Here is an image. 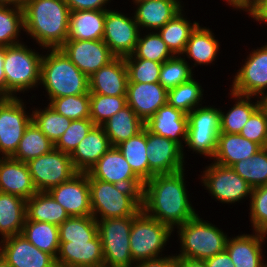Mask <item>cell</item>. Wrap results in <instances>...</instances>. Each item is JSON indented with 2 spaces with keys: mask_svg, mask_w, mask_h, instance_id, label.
<instances>
[{
  "mask_svg": "<svg viewBox=\"0 0 267 267\" xmlns=\"http://www.w3.org/2000/svg\"><path fill=\"white\" fill-rule=\"evenodd\" d=\"M185 171L154 175L144 183L142 192V210L174 232L197 214L189 199Z\"/></svg>",
  "mask_w": 267,
  "mask_h": 267,
  "instance_id": "obj_1",
  "label": "cell"
},
{
  "mask_svg": "<svg viewBox=\"0 0 267 267\" xmlns=\"http://www.w3.org/2000/svg\"><path fill=\"white\" fill-rule=\"evenodd\" d=\"M25 35L40 50L60 48L67 40L70 9L65 0H22Z\"/></svg>",
  "mask_w": 267,
  "mask_h": 267,
  "instance_id": "obj_2",
  "label": "cell"
},
{
  "mask_svg": "<svg viewBox=\"0 0 267 267\" xmlns=\"http://www.w3.org/2000/svg\"><path fill=\"white\" fill-rule=\"evenodd\" d=\"M48 50V51H46ZM44 49L41 81L48 100L89 93V78L60 49Z\"/></svg>",
  "mask_w": 267,
  "mask_h": 267,
  "instance_id": "obj_3",
  "label": "cell"
},
{
  "mask_svg": "<svg viewBox=\"0 0 267 267\" xmlns=\"http://www.w3.org/2000/svg\"><path fill=\"white\" fill-rule=\"evenodd\" d=\"M91 212L96 220L136 216L142 210L144 187H125L88 178Z\"/></svg>",
  "mask_w": 267,
  "mask_h": 267,
  "instance_id": "obj_4",
  "label": "cell"
},
{
  "mask_svg": "<svg viewBox=\"0 0 267 267\" xmlns=\"http://www.w3.org/2000/svg\"><path fill=\"white\" fill-rule=\"evenodd\" d=\"M175 229L180 243V252L175 254L177 258L205 260L226 248L228 233L200 218L198 213Z\"/></svg>",
  "mask_w": 267,
  "mask_h": 267,
  "instance_id": "obj_5",
  "label": "cell"
},
{
  "mask_svg": "<svg viewBox=\"0 0 267 267\" xmlns=\"http://www.w3.org/2000/svg\"><path fill=\"white\" fill-rule=\"evenodd\" d=\"M42 53L44 51L40 54L24 43L5 47V91L10 97L17 98V95L24 94L25 91L39 88Z\"/></svg>",
  "mask_w": 267,
  "mask_h": 267,
  "instance_id": "obj_6",
  "label": "cell"
},
{
  "mask_svg": "<svg viewBox=\"0 0 267 267\" xmlns=\"http://www.w3.org/2000/svg\"><path fill=\"white\" fill-rule=\"evenodd\" d=\"M173 230L141 210L132 220L130 251L135 263L162 257Z\"/></svg>",
  "mask_w": 267,
  "mask_h": 267,
  "instance_id": "obj_7",
  "label": "cell"
},
{
  "mask_svg": "<svg viewBox=\"0 0 267 267\" xmlns=\"http://www.w3.org/2000/svg\"><path fill=\"white\" fill-rule=\"evenodd\" d=\"M135 216L96 220L102 242L105 267H134L130 251V233Z\"/></svg>",
  "mask_w": 267,
  "mask_h": 267,
  "instance_id": "obj_8",
  "label": "cell"
},
{
  "mask_svg": "<svg viewBox=\"0 0 267 267\" xmlns=\"http://www.w3.org/2000/svg\"><path fill=\"white\" fill-rule=\"evenodd\" d=\"M187 117L185 148L212 160L220 133V108L214 105L199 106L188 113Z\"/></svg>",
  "mask_w": 267,
  "mask_h": 267,
  "instance_id": "obj_9",
  "label": "cell"
},
{
  "mask_svg": "<svg viewBox=\"0 0 267 267\" xmlns=\"http://www.w3.org/2000/svg\"><path fill=\"white\" fill-rule=\"evenodd\" d=\"M201 171L200 181L207 193L215 201L226 204H237L251 197L252 187L232 167H225L211 161Z\"/></svg>",
  "mask_w": 267,
  "mask_h": 267,
  "instance_id": "obj_10",
  "label": "cell"
},
{
  "mask_svg": "<svg viewBox=\"0 0 267 267\" xmlns=\"http://www.w3.org/2000/svg\"><path fill=\"white\" fill-rule=\"evenodd\" d=\"M26 164L33 184L39 192H48L51 188L68 181L78 173L74 168L70 154L55 148Z\"/></svg>",
  "mask_w": 267,
  "mask_h": 267,
  "instance_id": "obj_11",
  "label": "cell"
},
{
  "mask_svg": "<svg viewBox=\"0 0 267 267\" xmlns=\"http://www.w3.org/2000/svg\"><path fill=\"white\" fill-rule=\"evenodd\" d=\"M23 101L19 96L0 101V157L15 154L25 129L32 122V113Z\"/></svg>",
  "mask_w": 267,
  "mask_h": 267,
  "instance_id": "obj_12",
  "label": "cell"
},
{
  "mask_svg": "<svg viewBox=\"0 0 267 267\" xmlns=\"http://www.w3.org/2000/svg\"><path fill=\"white\" fill-rule=\"evenodd\" d=\"M105 16V28L103 41L108 45L115 57H127L132 55L140 34L134 14L113 10L108 7Z\"/></svg>",
  "mask_w": 267,
  "mask_h": 267,
  "instance_id": "obj_13",
  "label": "cell"
},
{
  "mask_svg": "<svg viewBox=\"0 0 267 267\" xmlns=\"http://www.w3.org/2000/svg\"><path fill=\"white\" fill-rule=\"evenodd\" d=\"M244 60L233 76L230 90L239 95L259 98L267 93V43L252 49Z\"/></svg>",
  "mask_w": 267,
  "mask_h": 267,
  "instance_id": "obj_14",
  "label": "cell"
},
{
  "mask_svg": "<svg viewBox=\"0 0 267 267\" xmlns=\"http://www.w3.org/2000/svg\"><path fill=\"white\" fill-rule=\"evenodd\" d=\"M60 49L88 78L115 58L103 39L66 40Z\"/></svg>",
  "mask_w": 267,
  "mask_h": 267,
  "instance_id": "obj_15",
  "label": "cell"
},
{
  "mask_svg": "<svg viewBox=\"0 0 267 267\" xmlns=\"http://www.w3.org/2000/svg\"><path fill=\"white\" fill-rule=\"evenodd\" d=\"M88 178L125 187H144L117 146L111 148L86 172Z\"/></svg>",
  "mask_w": 267,
  "mask_h": 267,
  "instance_id": "obj_16",
  "label": "cell"
},
{
  "mask_svg": "<svg viewBox=\"0 0 267 267\" xmlns=\"http://www.w3.org/2000/svg\"><path fill=\"white\" fill-rule=\"evenodd\" d=\"M48 193L66 210L69 216H91L88 175L78 172L68 181L51 188Z\"/></svg>",
  "mask_w": 267,
  "mask_h": 267,
  "instance_id": "obj_17",
  "label": "cell"
},
{
  "mask_svg": "<svg viewBox=\"0 0 267 267\" xmlns=\"http://www.w3.org/2000/svg\"><path fill=\"white\" fill-rule=\"evenodd\" d=\"M147 151L149 169L155 174H171L185 168L183 148L168 138L147 129Z\"/></svg>",
  "mask_w": 267,
  "mask_h": 267,
  "instance_id": "obj_18",
  "label": "cell"
},
{
  "mask_svg": "<svg viewBox=\"0 0 267 267\" xmlns=\"http://www.w3.org/2000/svg\"><path fill=\"white\" fill-rule=\"evenodd\" d=\"M0 254L11 267H57L51 254L39 250L22 234L0 241Z\"/></svg>",
  "mask_w": 267,
  "mask_h": 267,
  "instance_id": "obj_19",
  "label": "cell"
},
{
  "mask_svg": "<svg viewBox=\"0 0 267 267\" xmlns=\"http://www.w3.org/2000/svg\"><path fill=\"white\" fill-rule=\"evenodd\" d=\"M57 267H103L104 256L99 235L91 241L60 242Z\"/></svg>",
  "mask_w": 267,
  "mask_h": 267,
  "instance_id": "obj_20",
  "label": "cell"
},
{
  "mask_svg": "<svg viewBox=\"0 0 267 267\" xmlns=\"http://www.w3.org/2000/svg\"><path fill=\"white\" fill-rule=\"evenodd\" d=\"M127 105L146 123L167 103V90L159 83H128Z\"/></svg>",
  "mask_w": 267,
  "mask_h": 267,
  "instance_id": "obj_21",
  "label": "cell"
},
{
  "mask_svg": "<svg viewBox=\"0 0 267 267\" xmlns=\"http://www.w3.org/2000/svg\"><path fill=\"white\" fill-rule=\"evenodd\" d=\"M145 127L150 132L179 144L183 148V156L185 158L184 145L187 138L188 127V117L186 113L166 103L148 119L145 123Z\"/></svg>",
  "mask_w": 267,
  "mask_h": 267,
  "instance_id": "obj_22",
  "label": "cell"
},
{
  "mask_svg": "<svg viewBox=\"0 0 267 267\" xmlns=\"http://www.w3.org/2000/svg\"><path fill=\"white\" fill-rule=\"evenodd\" d=\"M262 245H265L263 233L253 231L252 234L228 236L225 250L235 267H267Z\"/></svg>",
  "mask_w": 267,
  "mask_h": 267,
  "instance_id": "obj_23",
  "label": "cell"
},
{
  "mask_svg": "<svg viewBox=\"0 0 267 267\" xmlns=\"http://www.w3.org/2000/svg\"><path fill=\"white\" fill-rule=\"evenodd\" d=\"M89 93L126 96L128 70L124 58L115 57L89 77Z\"/></svg>",
  "mask_w": 267,
  "mask_h": 267,
  "instance_id": "obj_24",
  "label": "cell"
},
{
  "mask_svg": "<svg viewBox=\"0 0 267 267\" xmlns=\"http://www.w3.org/2000/svg\"><path fill=\"white\" fill-rule=\"evenodd\" d=\"M132 4L136 6L133 14L140 31H157L185 6L181 0H144Z\"/></svg>",
  "mask_w": 267,
  "mask_h": 267,
  "instance_id": "obj_25",
  "label": "cell"
},
{
  "mask_svg": "<svg viewBox=\"0 0 267 267\" xmlns=\"http://www.w3.org/2000/svg\"><path fill=\"white\" fill-rule=\"evenodd\" d=\"M0 192L24 200L30 199L37 192L26 163L12 157H0Z\"/></svg>",
  "mask_w": 267,
  "mask_h": 267,
  "instance_id": "obj_26",
  "label": "cell"
},
{
  "mask_svg": "<svg viewBox=\"0 0 267 267\" xmlns=\"http://www.w3.org/2000/svg\"><path fill=\"white\" fill-rule=\"evenodd\" d=\"M110 148L104 128L94 126L70 154L74 168L78 172H88Z\"/></svg>",
  "mask_w": 267,
  "mask_h": 267,
  "instance_id": "obj_27",
  "label": "cell"
},
{
  "mask_svg": "<svg viewBox=\"0 0 267 267\" xmlns=\"http://www.w3.org/2000/svg\"><path fill=\"white\" fill-rule=\"evenodd\" d=\"M212 29L209 27H202L200 24L191 33L190 38L186 44V48L181 56L187 61L193 60L191 64L192 69L198 65H211L220 53V43L215 37ZM186 56V57H185ZM194 67V68H193Z\"/></svg>",
  "mask_w": 267,
  "mask_h": 267,
  "instance_id": "obj_28",
  "label": "cell"
},
{
  "mask_svg": "<svg viewBox=\"0 0 267 267\" xmlns=\"http://www.w3.org/2000/svg\"><path fill=\"white\" fill-rule=\"evenodd\" d=\"M261 147L238 133H219L213 162L232 167L236 162L252 157Z\"/></svg>",
  "mask_w": 267,
  "mask_h": 267,
  "instance_id": "obj_29",
  "label": "cell"
},
{
  "mask_svg": "<svg viewBox=\"0 0 267 267\" xmlns=\"http://www.w3.org/2000/svg\"><path fill=\"white\" fill-rule=\"evenodd\" d=\"M106 11L70 12L67 40H101L104 35Z\"/></svg>",
  "mask_w": 267,
  "mask_h": 267,
  "instance_id": "obj_30",
  "label": "cell"
},
{
  "mask_svg": "<svg viewBox=\"0 0 267 267\" xmlns=\"http://www.w3.org/2000/svg\"><path fill=\"white\" fill-rule=\"evenodd\" d=\"M26 220V200L0 192V241L19 235Z\"/></svg>",
  "mask_w": 267,
  "mask_h": 267,
  "instance_id": "obj_31",
  "label": "cell"
},
{
  "mask_svg": "<svg viewBox=\"0 0 267 267\" xmlns=\"http://www.w3.org/2000/svg\"><path fill=\"white\" fill-rule=\"evenodd\" d=\"M111 146H117L141 132L145 123L127 105L111 116L103 125Z\"/></svg>",
  "mask_w": 267,
  "mask_h": 267,
  "instance_id": "obj_32",
  "label": "cell"
},
{
  "mask_svg": "<svg viewBox=\"0 0 267 267\" xmlns=\"http://www.w3.org/2000/svg\"><path fill=\"white\" fill-rule=\"evenodd\" d=\"M70 216L48 192L37 191L26 200V220L60 226Z\"/></svg>",
  "mask_w": 267,
  "mask_h": 267,
  "instance_id": "obj_33",
  "label": "cell"
},
{
  "mask_svg": "<svg viewBox=\"0 0 267 267\" xmlns=\"http://www.w3.org/2000/svg\"><path fill=\"white\" fill-rule=\"evenodd\" d=\"M228 94L235 104L227 112L220 110V132L239 134L252 113L260 106V101L258 97L239 95L231 90ZM251 98L257 100L254 102Z\"/></svg>",
  "mask_w": 267,
  "mask_h": 267,
  "instance_id": "obj_34",
  "label": "cell"
},
{
  "mask_svg": "<svg viewBox=\"0 0 267 267\" xmlns=\"http://www.w3.org/2000/svg\"><path fill=\"white\" fill-rule=\"evenodd\" d=\"M147 128L135 136L121 142L117 148L121 151L133 172L145 183L155 174L149 169L147 151Z\"/></svg>",
  "mask_w": 267,
  "mask_h": 267,
  "instance_id": "obj_35",
  "label": "cell"
},
{
  "mask_svg": "<svg viewBox=\"0 0 267 267\" xmlns=\"http://www.w3.org/2000/svg\"><path fill=\"white\" fill-rule=\"evenodd\" d=\"M184 12L185 10L182 9L162 28L157 30L174 56L183 54L191 33L200 24L196 21L192 23L191 20L185 16L186 13Z\"/></svg>",
  "mask_w": 267,
  "mask_h": 267,
  "instance_id": "obj_36",
  "label": "cell"
},
{
  "mask_svg": "<svg viewBox=\"0 0 267 267\" xmlns=\"http://www.w3.org/2000/svg\"><path fill=\"white\" fill-rule=\"evenodd\" d=\"M21 234L39 250L51 254L56 259L60 244L57 225L25 220Z\"/></svg>",
  "mask_w": 267,
  "mask_h": 267,
  "instance_id": "obj_37",
  "label": "cell"
},
{
  "mask_svg": "<svg viewBox=\"0 0 267 267\" xmlns=\"http://www.w3.org/2000/svg\"><path fill=\"white\" fill-rule=\"evenodd\" d=\"M54 149V143L33 123L25 129L12 158L27 163Z\"/></svg>",
  "mask_w": 267,
  "mask_h": 267,
  "instance_id": "obj_38",
  "label": "cell"
},
{
  "mask_svg": "<svg viewBox=\"0 0 267 267\" xmlns=\"http://www.w3.org/2000/svg\"><path fill=\"white\" fill-rule=\"evenodd\" d=\"M21 31H25L22 4L0 6V47L23 43Z\"/></svg>",
  "mask_w": 267,
  "mask_h": 267,
  "instance_id": "obj_39",
  "label": "cell"
},
{
  "mask_svg": "<svg viewBox=\"0 0 267 267\" xmlns=\"http://www.w3.org/2000/svg\"><path fill=\"white\" fill-rule=\"evenodd\" d=\"M204 89L194 77L185 83L167 91V103L188 114L195 108L202 106Z\"/></svg>",
  "mask_w": 267,
  "mask_h": 267,
  "instance_id": "obj_40",
  "label": "cell"
},
{
  "mask_svg": "<svg viewBox=\"0 0 267 267\" xmlns=\"http://www.w3.org/2000/svg\"><path fill=\"white\" fill-rule=\"evenodd\" d=\"M60 242L91 241L98 235V223L91 216H70L58 226Z\"/></svg>",
  "mask_w": 267,
  "mask_h": 267,
  "instance_id": "obj_41",
  "label": "cell"
},
{
  "mask_svg": "<svg viewBox=\"0 0 267 267\" xmlns=\"http://www.w3.org/2000/svg\"><path fill=\"white\" fill-rule=\"evenodd\" d=\"M46 106L44 108L33 107L29 111L34 109L32 110V122L55 144L72 120L57 113L49 105Z\"/></svg>",
  "mask_w": 267,
  "mask_h": 267,
  "instance_id": "obj_42",
  "label": "cell"
},
{
  "mask_svg": "<svg viewBox=\"0 0 267 267\" xmlns=\"http://www.w3.org/2000/svg\"><path fill=\"white\" fill-rule=\"evenodd\" d=\"M252 188L267 184V151L263 147L252 157L240 160L232 166Z\"/></svg>",
  "mask_w": 267,
  "mask_h": 267,
  "instance_id": "obj_43",
  "label": "cell"
},
{
  "mask_svg": "<svg viewBox=\"0 0 267 267\" xmlns=\"http://www.w3.org/2000/svg\"><path fill=\"white\" fill-rule=\"evenodd\" d=\"M145 33L147 34L142 35L140 31L133 54L124 58H143L163 63L174 56L157 31H145Z\"/></svg>",
  "mask_w": 267,
  "mask_h": 267,
  "instance_id": "obj_44",
  "label": "cell"
},
{
  "mask_svg": "<svg viewBox=\"0 0 267 267\" xmlns=\"http://www.w3.org/2000/svg\"><path fill=\"white\" fill-rule=\"evenodd\" d=\"M183 56L175 55L162 63L159 83L168 91L190 81L195 74Z\"/></svg>",
  "mask_w": 267,
  "mask_h": 267,
  "instance_id": "obj_45",
  "label": "cell"
},
{
  "mask_svg": "<svg viewBox=\"0 0 267 267\" xmlns=\"http://www.w3.org/2000/svg\"><path fill=\"white\" fill-rule=\"evenodd\" d=\"M48 105L71 120L90 118V93L50 99Z\"/></svg>",
  "mask_w": 267,
  "mask_h": 267,
  "instance_id": "obj_46",
  "label": "cell"
},
{
  "mask_svg": "<svg viewBox=\"0 0 267 267\" xmlns=\"http://www.w3.org/2000/svg\"><path fill=\"white\" fill-rule=\"evenodd\" d=\"M127 106L126 96H106L90 93V119L102 126L111 116Z\"/></svg>",
  "mask_w": 267,
  "mask_h": 267,
  "instance_id": "obj_47",
  "label": "cell"
},
{
  "mask_svg": "<svg viewBox=\"0 0 267 267\" xmlns=\"http://www.w3.org/2000/svg\"><path fill=\"white\" fill-rule=\"evenodd\" d=\"M128 70V83L159 82L162 63L143 58H124Z\"/></svg>",
  "mask_w": 267,
  "mask_h": 267,
  "instance_id": "obj_48",
  "label": "cell"
},
{
  "mask_svg": "<svg viewBox=\"0 0 267 267\" xmlns=\"http://www.w3.org/2000/svg\"><path fill=\"white\" fill-rule=\"evenodd\" d=\"M94 126L95 124L90 118L72 120L64 134L54 144V148L71 154Z\"/></svg>",
  "mask_w": 267,
  "mask_h": 267,
  "instance_id": "obj_49",
  "label": "cell"
},
{
  "mask_svg": "<svg viewBox=\"0 0 267 267\" xmlns=\"http://www.w3.org/2000/svg\"><path fill=\"white\" fill-rule=\"evenodd\" d=\"M248 201L251 228L263 232L267 227V184L253 188Z\"/></svg>",
  "mask_w": 267,
  "mask_h": 267,
  "instance_id": "obj_50",
  "label": "cell"
},
{
  "mask_svg": "<svg viewBox=\"0 0 267 267\" xmlns=\"http://www.w3.org/2000/svg\"><path fill=\"white\" fill-rule=\"evenodd\" d=\"M239 134L257 143L261 148L265 147L267 143V116L260 106L252 113Z\"/></svg>",
  "mask_w": 267,
  "mask_h": 267,
  "instance_id": "obj_51",
  "label": "cell"
},
{
  "mask_svg": "<svg viewBox=\"0 0 267 267\" xmlns=\"http://www.w3.org/2000/svg\"><path fill=\"white\" fill-rule=\"evenodd\" d=\"M112 0H65L70 12L72 11H88V10H109L107 5Z\"/></svg>",
  "mask_w": 267,
  "mask_h": 267,
  "instance_id": "obj_52",
  "label": "cell"
},
{
  "mask_svg": "<svg viewBox=\"0 0 267 267\" xmlns=\"http://www.w3.org/2000/svg\"><path fill=\"white\" fill-rule=\"evenodd\" d=\"M248 16L259 23L267 24V0H254Z\"/></svg>",
  "mask_w": 267,
  "mask_h": 267,
  "instance_id": "obj_53",
  "label": "cell"
},
{
  "mask_svg": "<svg viewBox=\"0 0 267 267\" xmlns=\"http://www.w3.org/2000/svg\"><path fill=\"white\" fill-rule=\"evenodd\" d=\"M176 258L177 257L175 256V254L173 255V253L171 254V256L167 254L162 257L138 262L134 267H171L172 262Z\"/></svg>",
  "mask_w": 267,
  "mask_h": 267,
  "instance_id": "obj_54",
  "label": "cell"
},
{
  "mask_svg": "<svg viewBox=\"0 0 267 267\" xmlns=\"http://www.w3.org/2000/svg\"><path fill=\"white\" fill-rule=\"evenodd\" d=\"M207 267H235L232 259L226 250L205 259Z\"/></svg>",
  "mask_w": 267,
  "mask_h": 267,
  "instance_id": "obj_55",
  "label": "cell"
},
{
  "mask_svg": "<svg viewBox=\"0 0 267 267\" xmlns=\"http://www.w3.org/2000/svg\"><path fill=\"white\" fill-rule=\"evenodd\" d=\"M5 47H0V101L11 98L5 91V73H4Z\"/></svg>",
  "mask_w": 267,
  "mask_h": 267,
  "instance_id": "obj_56",
  "label": "cell"
},
{
  "mask_svg": "<svg viewBox=\"0 0 267 267\" xmlns=\"http://www.w3.org/2000/svg\"><path fill=\"white\" fill-rule=\"evenodd\" d=\"M226 1V2H225ZM226 5L235 8L237 11L243 10L247 14L254 4V0H224Z\"/></svg>",
  "mask_w": 267,
  "mask_h": 267,
  "instance_id": "obj_57",
  "label": "cell"
},
{
  "mask_svg": "<svg viewBox=\"0 0 267 267\" xmlns=\"http://www.w3.org/2000/svg\"><path fill=\"white\" fill-rule=\"evenodd\" d=\"M171 267H193V259L189 258H176Z\"/></svg>",
  "mask_w": 267,
  "mask_h": 267,
  "instance_id": "obj_58",
  "label": "cell"
},
{
  "mask_svg": "<svg viewBox=\"0 0 267 267\" xmlns=\"http://www.w3.org/2000/svg\"><path fill=\"white\" fill-rule=\"evenodd\" d=\"M260 101V107L264 110L267 116V93L261 95L259 97Z\"/></svg>",
  "mask_w": 267,
  "mask_h": 267,
  "instance_id": "obj_59",
  "label": "cell"
},
{
  "mask_svg": "<svg viewBox=\"0 0 267 267\" xmlns=\"http://www.w3.org/2000/svg\"><path fill=\"white\" fill-rule=\"evenodd\" d=\"M22 0H0V6L21 4Z\"/></svg>",
  "mask_w": 267,
  "mask_h": 267,
  "instance_id": "obj_60",
  "label": "cell"
},
{
  "mask_svg": "<svg viewBox=\"0 0 267 267\" xmlns=\"http://www.w3.org/2000/svg\"><path fill=\"white\" fill-rule=\"evenodd\" d=\"M193 267H207L205 260L193 259Z\"/></svg>",
  "mask_w": 267,
  "mask_h": 267,
  "instance_id": "obj_61",
  "label": "cell"
},
{
  "mask_svg": "<svg viewBox=\"0 0 267 267\" xmlns=\"http://www.w3.org/2000/svg\"><path fill=\"white\" fill-rule=\"evenodd\" d=\"M0 267H11L0 254Z\"/></svg>",
  "mask_w": 267,
  "mask_h": 267,
  "instance_id": "obj_62",
  "label": "cell"
},
{
  "mask_svg": "<svg viewBox=\"0 0 267 267\" xmlns=\"http://www.w3.org/2000/svg\"><path fill=\"white\" fill-rule=\"evenodd\" d=\"M263 236L265 238V240L267 239V227L263 230Z\"/></svg>",
  "mask_w": 267,
  "mask_h": 267,
  "instance_id": "obj_63",
  "label": "cell"
},
{
  "mask_svg": "<svg viewBox=\"0 0 267 267\" xmlns=\"http://www.w3.org/2000/svg\"><path fill=\"white\" fill-rule=\"evenodd\" d=\"M141 1H144V0H132L133 3H135V2H141Z\"/></svg>",
  "mask_w": 267,
  "mask_h": 267,
  "instance_id": "obj_64",
  "label": "cell"
}]
</instances>
